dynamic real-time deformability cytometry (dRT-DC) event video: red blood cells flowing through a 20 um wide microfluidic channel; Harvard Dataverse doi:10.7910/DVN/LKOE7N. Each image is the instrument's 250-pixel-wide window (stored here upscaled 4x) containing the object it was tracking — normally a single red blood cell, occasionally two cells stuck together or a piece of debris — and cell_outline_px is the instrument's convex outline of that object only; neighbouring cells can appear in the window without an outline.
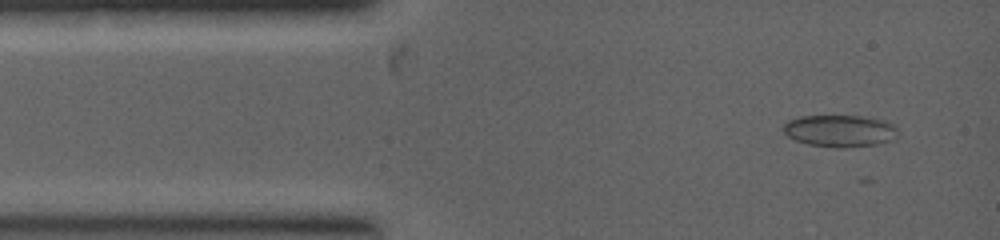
{"species": "common noctule bat (a hibernating species)", "species_latin": "Nyctalus noctula", "temperature_condition": "warm", "stored_images_in_passage": 3, "camera_frame_rate_fps": 5000, "um_per_image_px": 0.085, "animal": {"sex": "female", "body_mass_g": 19.0, "forearm_length_mm": 53.3}, "frame": {"image": 1, "passage_image": 2, "time_ms": 0.4, "image_size_px": [1000, 240], "cell_outline_px": [[896, 132], [892, 140], [876, 144], [844, 148], [836, 148], [808, 144], [796, 140], [788, 136], [784, 132], [784, 124], [788, 120], [800, 116], [860, 116], [888, 120], [896, 124]], "centroid_in_image_um": [71.41, 11.11], "position_along_channel_um": 13.6, "area_um2": 21.39}}